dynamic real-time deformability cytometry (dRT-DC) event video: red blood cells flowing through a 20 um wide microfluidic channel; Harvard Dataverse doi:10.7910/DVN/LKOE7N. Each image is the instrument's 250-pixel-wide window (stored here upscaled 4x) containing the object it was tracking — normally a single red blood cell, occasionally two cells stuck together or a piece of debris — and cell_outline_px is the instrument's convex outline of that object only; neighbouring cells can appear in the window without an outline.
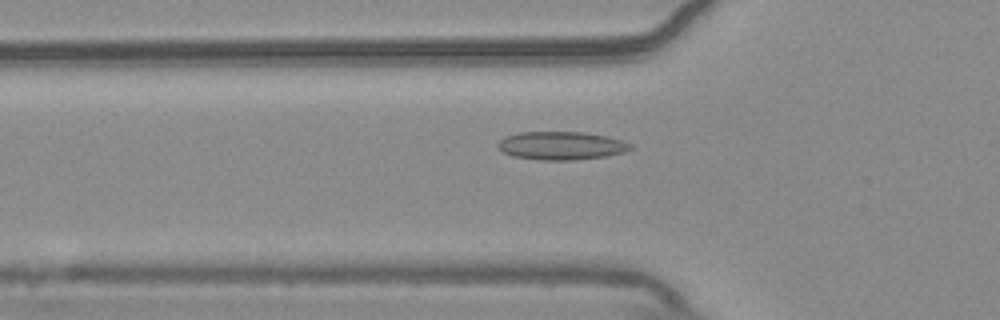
{"species": "common noctule bat (a hibernating species)", "species_latin": "Nyctalus noctula", "temperature_condition": "warm", "stored_images_in_passage": 48, "camera_frame_rate_fps": 3000, "um_per_image_px": 0.085, "animal": {"sex": "male", "body_mass_g": 20.4}, "frame": {"image": 1, "passage_image": 12, "time_ms": 3.667, "image_size_px": [1000, 320], "cell_outline_px": [[632, 148], [624, 152], [608, 156], [576, 160], [540, 160], [512, 156], [504, 152], [496, 144], [500, 140], [508, 136], [520, 132], [584, 132], [608, 136], [624, 140], [632, 144]], "centroid_in_image_um": [47.77, 12.38], "position_along_channel_um": 78.0, "area_um2": 21.91}}
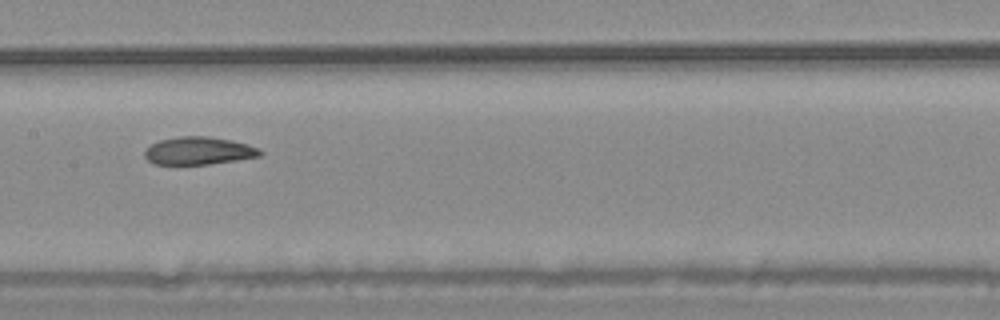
{"frame": {"image": 2, "passage_image": 21, "time_ms": 6.667, "image_size_px": [1000, 320], "cell_outline_px": [[264, 152], [260, 156], [236, 160], [208, 164], [152, 164], [144, 156], [144, 152], [152, 144], [160, 140], [180, 136], [208, 136], [232, 140], [248, 144], [260, 148]], "centroid_in_image_um": [16.92, 12.81], "position_along_channel_um": 190.5, "area_um2": 18.67}}
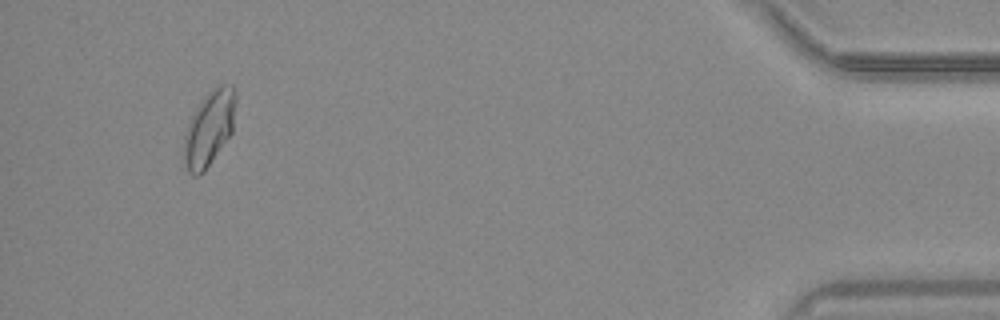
{"frame": {"image": 3, "passage_image": 45, "time_ms": 14.667, "image_size_px": [1000, 320], "cell_outline_px": [[236, 100], [232, 132], [204, 172], [200, 176], [192, 176], [188, 172], [184, 160], [184, 136], [188, 124], [200, 100], [208, 92], [220, 84], [232, 84], [236, 92]], "centroid_in_image_um": [17.79, 10.9], "position_along_channel_um": 417.4, "area_um2": 22.66}, "authors_computed_cell_mechanics": {"area_um2": 19.9121, "velocity_mm_per_s": 3.7203, "shape_relaxation_time_tau1_ms": null, "shape_relaxation_time_tau2_ms": 2.012, "deformation_change_tau1": null, "deformation_change_tau2": 0.0613}}